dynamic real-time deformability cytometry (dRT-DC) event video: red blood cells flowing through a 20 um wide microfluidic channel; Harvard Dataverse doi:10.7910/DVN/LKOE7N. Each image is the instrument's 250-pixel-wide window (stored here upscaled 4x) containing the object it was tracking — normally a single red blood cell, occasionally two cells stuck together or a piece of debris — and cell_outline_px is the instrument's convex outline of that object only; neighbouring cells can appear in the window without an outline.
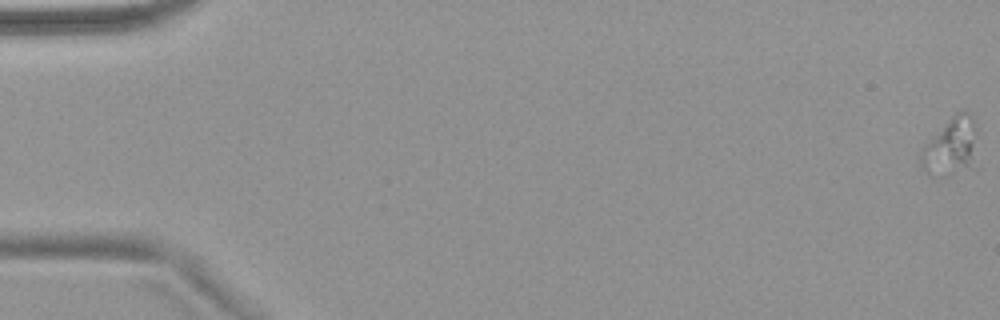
{"species": "common noctule bat (a hibernating species)", "species_latin": "Nyctalus noctula", "temperature_condition": "warm", "stored_images_in_passage": 6, "camera_frame_rate_fps": 3000, "um_per_image_px": 0.085, "animal": {"sex": "female", "body_mass_g": 18.4}, "frame": {"image": 1, "passage_image": 1, "time_ms": 0.0, "image_size_px": [1000, 320], "cell_outline_px": [[976, 132], [972, 168], [928, 172], [920, 164], [920, 156], [928, 140], [956, 112], [964, 108], [972, 116], [976, 124]], "centroid_in_image_um": [80.86, 12.31], "position_along_channel_um": 4.1, "area_um2": 17.74}}
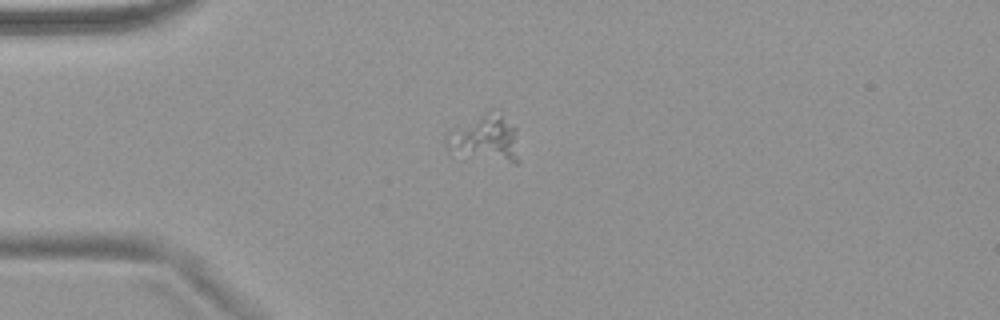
{"frame": {"image": 2, "passage_image": 4, "time_ms": 5.0, "image_size_px": [1000, 320], "cell_outline_px": [[520, 160], [516, 164], [448, 152], [444, 140], [444, 136], [492, 108], [516, 128]], "centroid_in_image_um": [41.29, 11.8], "position_along_channel_um": 43.7, "area_um2": 19.59}}
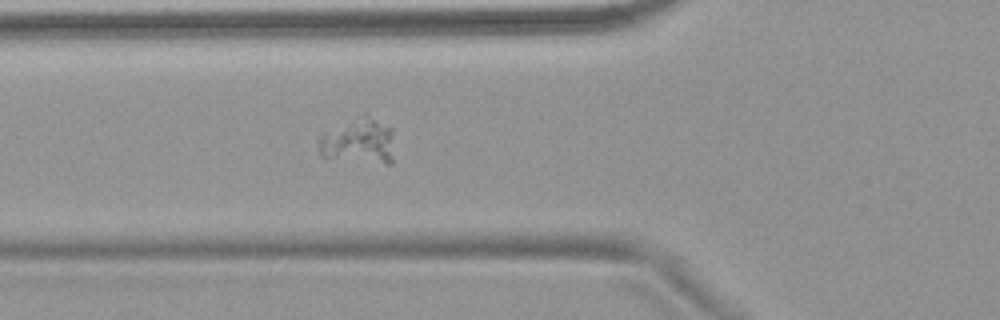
{"frame": {"image": 3, "passage_image": 6, "time_ms": 7.0, "image_size_px": [1000, 320], "cell_outline_px": [[392, 164], [384, 164], [320, 156], [316, 140], [316, 136], [364, 112], [368, 112], [392, 128]], "centroid_in_image_um": [30.46, 11.95], "position_along_channel_um": 95.3, "area_um2": 20.69}}